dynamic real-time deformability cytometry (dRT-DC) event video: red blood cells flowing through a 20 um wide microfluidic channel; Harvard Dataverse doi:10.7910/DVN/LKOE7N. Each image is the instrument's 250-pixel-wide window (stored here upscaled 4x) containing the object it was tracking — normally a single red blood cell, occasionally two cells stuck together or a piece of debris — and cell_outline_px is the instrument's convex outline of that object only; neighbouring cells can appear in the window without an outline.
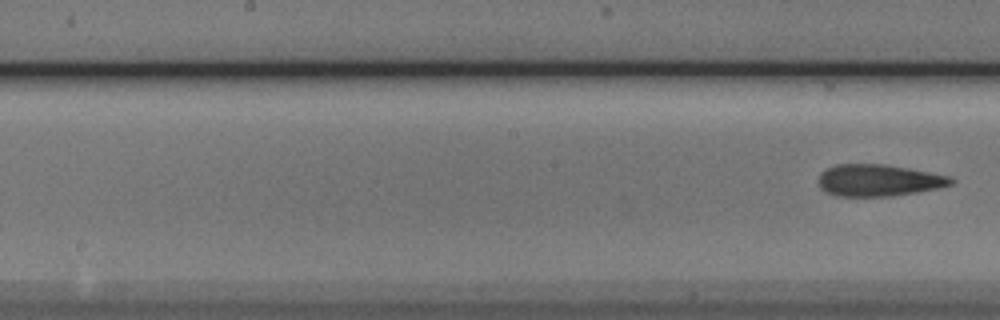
{"species": "Egyptian fruit bat (a non-hibernating species)", "species_latin": "Rousettus aegyptiacus", "temperature_condition": "cold", "stored_images_in_passage": 16, "segment_of_instrument_passage": [2, 2], "camera_frame_rate_fps": 3000, "um_per_image_px": 0.085, "animal": {"sex": "male"}, "frame": {"image": 1, "passage_image": 16, "time_ms": 5.0, "image_size_px": [1000, 320], "cell_outline_px": [[956, 180], [952, 184], [936, 188], [916, 192], [892, 196], [832, 196], [824, 192], [820, 188], [820, 172], [836, 164], [884, 164], [908, 168], [952, 176]], "centroid_in_image_um": [74.68, 15.33], "position_along_channel_um": 173.5, "area_um2": 24.62}}